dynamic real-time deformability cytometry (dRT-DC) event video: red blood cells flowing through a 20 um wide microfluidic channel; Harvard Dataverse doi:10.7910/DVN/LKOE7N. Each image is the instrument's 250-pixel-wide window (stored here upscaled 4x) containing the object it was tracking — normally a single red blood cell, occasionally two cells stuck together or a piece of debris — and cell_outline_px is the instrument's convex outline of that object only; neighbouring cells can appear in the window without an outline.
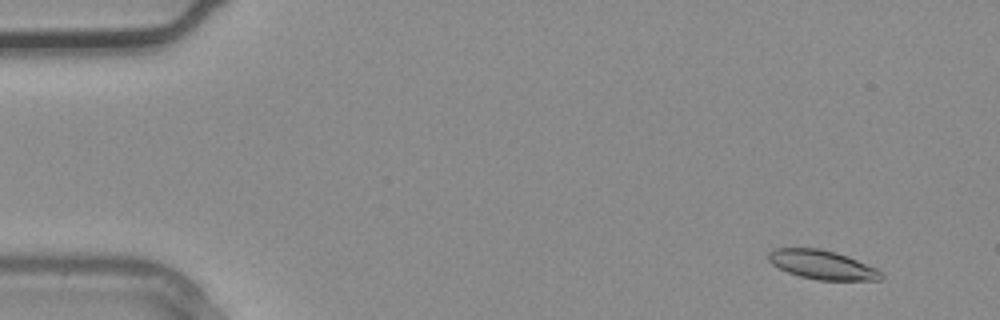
{"species": "common noctule bat (a hibernating species)", "species_latin": "Nyctalus noctula", "temperature_condition": "warm", "stored_images_in_passage": 4, "segment_of_instrument_passage": [1, 2], "camera_frame_rate_fps": 3000, "um_per_image_px": 0.085, "animal": {"sex": "male", "body_mass_g": 20.4}, "frame": {"image": 1, "passage_image": 1, "time_ms": 0.0, "image_size_px": [1000, 320], "cell_outline_px": [[884, 276], [880, 280], [816, 280], [800, 276], [788, 272], [772, 264], [768, 260], [768, 252], [772, 248], [820, 248], [836, 252], [848, 256], [876, 268]], "centroid_in_image_um": [69.87, 22.5], "position_along_channel_um": 15.1, "area_um2": 19.07}}
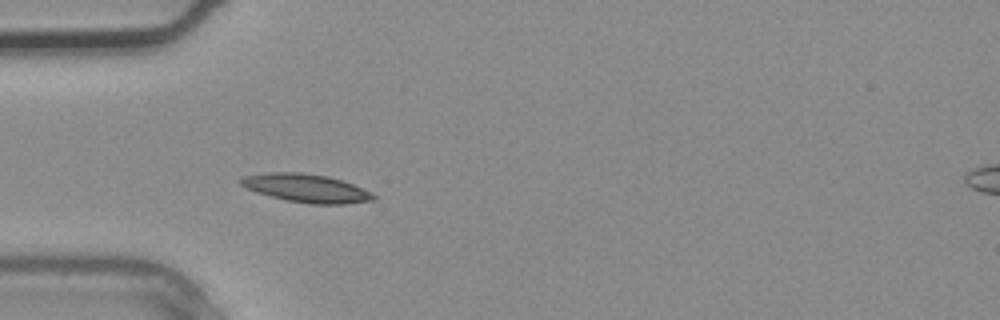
{"frame": {"image": 2, "passage_image": 3, "time_ms": 0.667, "image_size_px": [1000, 320], "cell_outline_px": [[376, 200], [344, 204], [312, 204], [288, 200], [256, 192], [240, 184], [240, 180], [244, 176], [264, 172], [300, 172], [328, 176], [352, 184], [372, 192], [376, 196]], "centroid_in_image_um": [26.06, 15.99], "position_along_channel_um": 58.9, "area_um2": 21.73}}